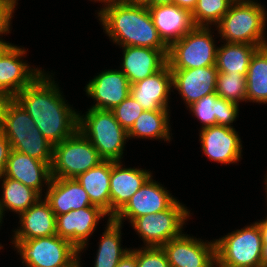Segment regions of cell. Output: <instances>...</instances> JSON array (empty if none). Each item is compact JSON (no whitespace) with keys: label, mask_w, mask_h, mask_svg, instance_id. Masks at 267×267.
<instances>
[{"label":"cell","mask_w":267,"mask_h":267,"mask_svg":"<svg viewBox=\"0 0 267 267\" xmlns=\"http://www.w3.org/2000/svg\"><path fill=\"white\" fill-rule=\"evenodd\" d=\"M52 75L41 73L14 99L27 111L41 134L53 145L72 136L79 125V113L65 102Z\"/></svg>","instance_id":"1"},{"label":"cell","mask_w":267,"mask_h":267,"mask_svg":"<svg viewBox=\"0 0 267 267\" xmlns=\"http://www.w3.org/2000/svg\"><path fill=\"white\" fill-rule=\"evenodd\" d=\"M99 21L113 43L124 46L169 50L153 24L147 7L115 2L97 13Z\"/></svg>","instance_id":"2"},{"label":"cell","mask_w":267,"mask_h":267,"mask_svg":"<svg viewBox=\"0 0 267 267\" xmlns=\"http://www.w3.org/2000/svg\"><path fill=\"white\" fill-rule=\"evenodd\" d=\"M267 11L255 2L234 1L229 11L216 24L220 39L228 43H244L267 46L265 37Z\"/></svg>","instance_id":"3"},{"label":"cell","mask_w":267,"mask_h":267,"mask_svg":"<svg viewBox=\"0 0 267 267\" xmlns=\"http://www.w3.org/2000/svg\"><path fill=\"white\" fill-rule=\"evenodd\" d=\"M78 130L103 160L121 161L128 134L112 111L89 108L85 115L79 113Z\"/></svg>","instance_id":"4"},{"label":"cell","mask_w":267,"mask_h":267,"mask_svg":"<svg viewBox=\"0 0 267 267\" xmlns=\"http://www.w3.org/2000/svg\"><path fill=\"white\" fill-rule=\"evenodd\" d=\"M262 234L255 222L215 239L216 267H262Z\"/></svg>","instance_id":"5"},{"label":"cell","mask_w":267,"mask_h":267,"mask_svg":"<svg viewBox=\"0 0 267 267\" xmlns=\"http://www.w3.org/2000/svg\"><path fill=\"white\" fill-rule=\"evenodd\" d=\"M12 243L26 267H79V250L57 234Z\"/></svg>","instance_id":"6"},{"label":"cell","mask_w":267,"mask_h":267,"mask_svg":"<svg viewBox=\"0 0 267 267\" xmlns=\"http://www.w3.org/2000/svg\"><path fill=\"white\" fill-rule=\"evenodd\" d=\"M209 27L195 26L168 50L167 61L171 70L193 69L216 65L218 46Z\"/></svg>","instance_id":"7"},{"label":"cell","mask_w":267,"mask_h":267,"mask_svg":"<svg viewBox=\"0 0 267 267\" xmlns=\"http://www.w3.org/2000/svg\"><path fill=\"white\" fill-rule=\"evenodd\" d=\"M102 161L98 150L77 130L61 143L53 145L51 177L76 178Z\"/></svg>","instance_id":"8"},{"label":"cell","mask_w":267,"mask_h":267,"mask_svg":"<svg viewBox=\"0 0 267 267\" xmlns=\"http://www.w3.org/2000/svg\"><path fill=\"white\" fill-rule=\"evenodd\" d=\"M190 216V211L176 200L168 209L138 217L131 224L145 247H162L182 235L183 225Z\"/></svg>","instance_id":"9"},{"label":"cell","mask_w":267,"mask_h":267,"mask_svg":"<svg viewBox=\"0 0 267 267\" xmlns=\"http://www.w3.org/2000/svg\"><path fill=\"white\" fill-rule=\"evenodd\" d=\"M25 54L24 47L11 44L0 56V99L14 98L44 72L21 60Z\"/></svg>","instance_id":"10"},{"label":"cell","mask_w":267,"mask_h":267,"mask_svg":"<svg viewBox=\"0 0 267 267\" xmlns=\"http://www.w3.org/2000/svg\"><path fill=\"white\" fill-rule=\"evenodd\" d=\"M171 267H215V240L207 242L188 234L162 246Z\"/></svg>","instance_id":"11"},{"label":"cell","mask_w":267,"mask_h":267,"mask_svg":"<svg viewBox=\"0 0 267 267\" xmlns=\"http://www.w3.org/2000/svg\"><path fill=\"white\" fill-rule=\"evenodd\" d=\"M152 178L151 176L113 217L116 222L123 224L122 221L127 218L132 223L143 215L168 209L177 200L162 184Z\"/></svg>","instance_id":"12"},{"label":"cell","mask_w":267,"mask_h":267,"mask_svg":"<svg viewBox=\"0 0 267 267\" xmlns=\"http://www.w3.org/2000/svg\"><path fill=\"white\" fill-rule=\"evenodd\" d=\"M107 215L96 205L71 210L56 216V234L71 242L81 254L88 245L89 236L96 230L100 218Z\"/></svg>","instance_id":"13"},{"label":"cell","mask_w":267,"mask_h":267,"mask_svg":"<svg viewBox=\"0 0 267 267\" xmlns=\"http://www.w3.org/2000/svg\"><path fill=\"white\" fill-rule=\"evenodd\" d=\"M130 87L129 80L120 69H108L90 80L84 89L96 102L90 108L112 111L130 95Z\"/></svg>","instance_id":"14"},{"label":"cell","mask_w":267,"mask_h":267,"mask_svg":"<svg viewBox=\"0 0 267 267\" xmlns=\"http://www.w3.org/2000/svg\"><path fill=\"white\" fill-rule=\"evenodd\" d=\"M199 137L201 149L208 159L226 165L241 160L242 143L235 128L205 127L201 128Z\"/></svg>","instance_id":"15"},{"label":"cell","mask_w":267,"mask_h":267,"mask_svg":"<svg viewBox=\"0 0 267 267\" xmlns=\"http://www.w3.org/2000/svg\"><path fill=\"white\" fill-rule=\"evenodd\" d=\"M171 72L172 88L178 90V94L185 101L187 108L204 96L216 92L218 74L216 65L193 69L171 70Z\"/></svg>","instance_id":"16"},{"label":"cell","mask_w":267,"mask_h":267,"mask_svg":"<svg viewBox=\"0 0 267 267\" xmlns=\"http://www.w3.org/2000/svg\"><path fill=\"white\" fill-rule=\"evenodd\" d=\"M172 72L168 63L156 73L131 84L130 96L145 111L170 110L168 101L172 89Z\"/></svg>","instance_id":"17"},{"label":"cell","mask_w":267,"mask_h":267,"mask_svg":"<svg viewBox=\"0 0 267 267\" xmlns=\"http://www.w3.org/2000/svg\"><path fill=\"white\" fill-rule=\"evenodd\" d=\"M151 176L146 169L124 168L121 161H111L110 218L125 206Z\"/></svg>","instance_id":"18"},{"label":"cell","mask_w":267,"mask_h":267,"mask_svg":"<svg viewBox=\"0 0 267 267\" xmlns=\"http://www.w3.org/2000/svg\"><path fill=\"white\" fill-rule=\"evenodd\" d=\"M148 10L162 41L168 47L195 27L192 13L173 3L150 6Z\"/></svg>","instance_id":"19"},{"label":"cell","mask_w":267,"mask_h":267,"mask_svg":"<svg viewBox=\"0 0 267 267\" xmlns=\"http://www.w3.org/2000/svg\"><path fill=\"white\" fill-rule=\"evenodd\" d=\"M121 72L130 84L143 80L160 71L167 63L168 50L149 47L124 46Z\"/></svg>","instance_id":"20"},{"label":"cell","mask_w":267,"mask_h":267,"mask_svg":"<svg viewBox=\"0 0 267 267\" xmlns=\"http://www.w3.org/2000/svg\"><path fill=\"white\" fill-rule=\"evenodd\" d=\"M4 176L33 188L42 196V187L44 184L48 187L52 178L51 163L11 150Z\"/></svg>","instance_id":"21"},{"label":"cell","mask_w":267,"mask_h":267,"mask_svg":"<svg viewBox=\"0 0 267 267\" xmlns=\"http://www.w3.org/2000/svg\"><path fill=\"white\" fill-rule=\"evenodd\" d=\"M44 199L55 216L92 206L88 194L75 178L52 177Z\"/></svg>","instance_id":"22"},{"label":"cell","mask_w":267,"mask_h":267,"mask_svg":"<svg viewBox=\"0 0 267 267\" xmlns=\"http://www.w3.org/2000/svg\"><path fill=\"white\" fill-rule=\"evenodd\" d=\"M20 226L12 240H30L56 234V216L50 204L42 197L26 211L19 214Z\"/></svg>","instance_id":"23"},{"label":"cell","mask_w":267,"mask_h":267,"mask_svg":"<svg viewBox=\"0 0 267 267\" xmlns=\"http://www.w3.org/2000/svg\"><path fill=\"white\" fill-rule=\"evenodd\" d=\"M238 104L225 100L216 95V92L204 96L199 101L191 104L190 112L202 123V128L214 125L234 128L232 123L239 115Z\"/></svg>","instance_id":"24"},{"label":"cell","mask_w":267,"mask_h":267,"mask_svg":"<svg viewBox=\"0 0 267 267\" xmlns=\"http://www.w3.org/2000/svg\"><path fill=\"white\" fill-rule=\"evenodd\" d=\"M110 177L111 160H103L97 166L75 178L88 194L91 203L99 206L109 217Z\"/></svg>","instance_id":"25"},{"label":"cell","mask_w":267,"mask_h":267,"mask_svg":"<svg viewBox=\"0 0 267 267\" xmlns=\"http://www.w3.org/2000/svg\"><path fill=\"white\" fill-rule=\"evenodd\" d=\"M259 48L251 44L225 42L217 49L218 73L241 74L246 77L251 58Z\"/></svg>","instance_id":"26"},{"label":"cell","mask_w":267,"mask_h":267,"mask_svg":"<svg viewBox=\"0 0 267 267\" xmlns=\"http://www.w3.org/2000/svg\"><path fill=\"white\" fill-rule=\"evenodd\" d=\"M169 113V110L143 111L127 131L128 139L136 137L170 141Z\"/></svg>","instance_id":"27"},{"label":"cell","mask_w":267,"mask_h":267,"mask_svg":"<svg viewBox=\"0 0 267 267\" xmlns=\"http://www.w3.org/2000/svg\"><path fill=\"white\" fill-rule=\"evenodd\" d=\"M0 179H3V194L0 199V212L2 216L5 214L4 211L7 210L20 214L42 197L36 190L17 180L7 178L4 175Z\"/></svg>","instance_id":"28"},{"label":"cell","mask_w":267,"mask_h":267,"mask_svg":"<svg viewBox=\"0 0 267 267\" xmlns=\"http://www.w3.org/2000/svg\"><path fill=\"white\" fill-rule=\"evenodd\" d=\"M121 223L108 217L106 230L103 232L96 253L94 267H116L130 249L121 247Z\"/></svg>","instance_id":"29"},{"label":"cell","mask_w":267,"mask_h":267,"mask_svg":"<svg viewBox=\"0 0 267 267\" xmlns=\"http://www.w3.org/2000/svg\"><path fill=\"white\" fill-rule=\"evenodd\" d=\"M3 134L9 140L12 150L45 163H52L53 144L41 134L37 127L31 132Z\"/></svg>","instance_id":"30"},{"label":"cell","mask_w":267,"mask_h":267,"mask_svg":"<svg viewBox=\"0 0 267 267\" xmlns=\"http://www.w3.org/2000/svg\"><path fill=\"white\" fill-rule=\"evenodd\" d=\"M246 101L267 103V46L259 48L251 58L246 76Z\"/></svg>","instance_id":"31"},{"label":"cell","mask_w":267,"mask_h":267,"mask_svg":"<svg viewBox=\"0 0 267 267\" xmlns=\"http://www.w3.org/2000/svg\"><path fill=\"white\" fill-rule=\"evenodd\" d=\"M35 122L27 111L14 99H0V131L24 133L35 129Z\"/></svg>","instance_id":"32"},{"label":"cell","mask_w":267,"mask_h":267,"mask_svg":"<svg viewBox=\"0 0 267 267\" xmlns=\"http://www.w3.org/2000/svg\"><path fill=\"white\" fill-rule=\"evenodd\" d=\"M233 0H197L195 9L192 12V19L195 26H214L229 11Z\"/></svg>","instance_id":"33"},{"label":"cell","mask_w":267,"mask_h":267,"mask_svg":"<svg viewBox=\"0 0 267 267\" xmlns=\"http://www.w3.org/2000/svg\"><path fill=\"white\" fill-rule=\"evenodd\" d=\"M246 77L241 74L218 73L216 95L239 105L246 102Z\"/></svg>","instance_id":"34"},{"label":"cell","mask_w":267,"mask_h":267,"mask_svg":"<svg viewBox=\"0 0 267 267\" xmlns=\"http://www.w3.org/2000/svg\"><path fill=\"white\" fill-rule=\"evenodd\" d=\"M143 111L145 110L142 106L130 95L112 110L116 120L126 131L132 127Z\"/></svg>","instance_id":"35"},{"label":"cell","mask_w":267,"mask_h":267,"mask_svg":"<svg viewBox=\"0 0 267 267\" xmlns=\"http://www.w3.org/2000/svg\"><path fill=\"white\" fill-rule=\"evenodd\" d=\"M137 267H171L162 247L136 249Z\"/></svg>","instance_id":"36"},{"label":"cell","mask_w":267,"mask_h":267,"mask_svg":"<svg viewBox=\"0 0 267 267\" xmlns=\"http://www.w3.org/2000/svg\"><path fill=\"white\" fill-rule=\"evenodd\" d=\"M16 5L17 0H0V35L10 33V22Z\"/></svg>","instance_id":"37"},{"label":"cell","mask_w":267,"mask_h":267,"mask_svg":"<svg viewBox=\"0 0 267 267\" xmlns=\"http://www.w3.org/2000/svg\"><path fill=\"white\" fill-rule=\"evenodd\" d=\"M11 145L7 137L0 131V178L4 175L7 160L11 152Z\"/></svg>","instance_id":"38"},{"label":"cell","mask_w":267,"mask_h":267,"mask_svg":"<svg viewBox=\"0 0 267 267\" xmlns=\"http://www.w3.org/2000/svg\"><path fill=\"white\" fill-rule=\"evenodd\" d=\"M116 267H137L136 249H130L124 257L119 261Z\"/></svg>","instance_id":"39"},{"label":"cell","mask_w":267,"mask_h":267,"mask_svg":"<svg viewBox=\"0 0 267 267\" xmlns=\"http://www.w3.org/2000/svg\"><path fill=\"white\" fill-rule=\"evenodd\" d=\"M173 4L178 5L183 9L189 10L192 13L196 7L197 0H173Z\"/></svg>","instance_id":"40"},{"label":"cell","mask_w":267,"mask_h":267,"mask_svg":"<svg viewBox=\"0 0 267 267\" xmlns=\"http://www.w3.org/2000/svg\"><path fill=\"white\" fill-rule=\"evenodd\" d=\"M151 0H119V2L130 6L150 7Z\"/></svg>","instance_id":"41"},{"label":"cell","mask_w":267,"mask_h":267,"mask_svg":"<svg viewBox=\"0 0 267 267\" xmlns=\"http://www.w3.org/2000/svg\"><path fill=\"white\" fill-rule=\"evenodd\" d=\"M258 224L261 234H262V242L267 243V217L263 219V221H259Z\"/></svg>","instance_id":"42"},{"label":"cell","mask_w":267,"mask_h":267,"mask_svg":"<svg viewBox=\"0 0 267 267\" xmlns=\"http://www.w3.org/2000/svg\"><path fill=\"white\" fill-rule=\"evenodd\" d=\"M262 267H267V243H263L262 256H261Z\"/></svg>","instance_id":"43"},{"label":"cell","mask_w":267,"mask_h":267,"mask_svg":"<svg viewBox=\"0 0 267 267\" xmlns=\"http://www.w3.org/2000/svg\"><path fill=\"white\" fill-rule=\"evenodd\" d=\"M173 0H151L150 6H158V5H166V4H172Z\"/></svg>","instance_id":"44"},{"label":"cell","mask_w":267,"mask_h":267,"mask_svg":"<svg viewBox=\"0 0 267 267\" xmlns=\"http://www.w3.org/2000/svg\"><path fill=\"white\" fill-rule=\"evenodd\" d=\"M11 45V43L0 39V56L4 53V51Z\"/></svg>","instance_id":"45"},{"label":"cell","mask_w":267,"mask_h":267,"mask_svg":"<svg viewBox=\"0 0 267 267\" xmlns=\"http://www.w3.org/2000/svg\"><path fill=\"white\" fill-rule=\"evenodd\" d=\"M95 1H97V2L100 1V2L104 3L105 4L104 6L110 5V4L115 3V2H119V0H94V2Z\"/></svg>","instance_id":"46"},{"label":"cell","mask_w":267,"mask_h":267,"mask_svg":"<svg viewBox=\"0 0 267 267\" xmlns=\"http://www.w3.org/2000/svg\"><path fill=\"white\" fill-rule=\"evenodd\" d=\"M3 216H2V214H1V212H0V226H1V224H2V222H3ZM3 246H1V244H0V249L2 248Z\"/></svg>","instance_id":"47"},{"label":"cell","mask_w":267,"mask_h":267,"mask_svg":"<svg viewBox=\"0 0 267 267\" xmlns=\"http://www.w3.org/2000/svg\"><path fill=\"white\" fill-rule=\"evenodd\" d=\"M264 183L266 184L265 185L266 186L265 188H266V194H267V175H266V179H265V182Z\"/></svg>","instance_id":"48"},{"label":"cell","mask_w":267,"mask_h":267,"mask_svg":"<svg viewBox=\"0 0 267 267\" xmlns=\"http://www.w3.org/2000/svg\"><path fill=\"white\" fill-rule=\"evenodd\" d=\"M233 1H249V0H233Z\"/></svg>","instance_id":"49"}]
</instances>
